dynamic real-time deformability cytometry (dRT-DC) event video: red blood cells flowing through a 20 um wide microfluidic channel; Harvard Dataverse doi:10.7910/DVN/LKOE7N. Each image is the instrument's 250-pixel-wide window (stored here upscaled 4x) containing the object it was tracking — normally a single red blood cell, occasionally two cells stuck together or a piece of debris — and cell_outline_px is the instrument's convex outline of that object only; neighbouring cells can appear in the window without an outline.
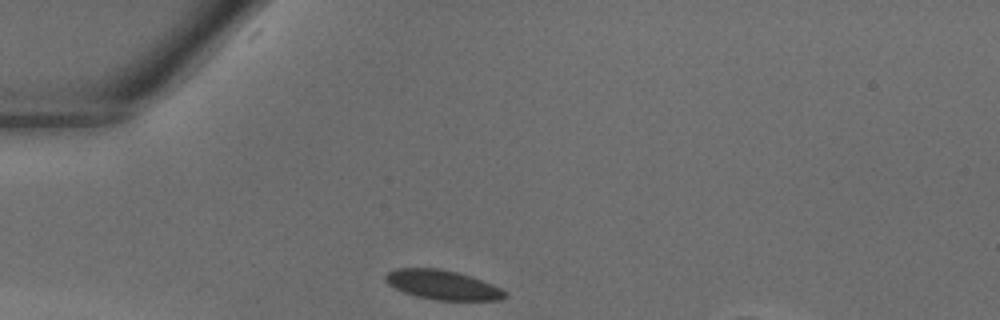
{"species": "common noctule bat (a hibernating species)", "species_latin": "Nyctalus noctula", "temperature_condition": "warm", "stored_images_in_passage": 25, "camera_frame_rate_fps": 3000, "um_per_image_px": 0.085, "animal": {"sex": "male", "body_mass_g": 18.8}, "frame": {"image": 1, "passage_image": 1, "time_ms": 0.0, "image_size_px": [1000, 320], "cell_outline_px": [[508, 296], [500, 300], [436, 300], [416, 296], [404, 292], [388, 284], [384, 280], [384, 276], [388, 272], [396, 268], [436, 268], [456, 272], [472, 276], [492, 284], [508, 292]], "centroid_in_image_um": [37.63, 24.21], "position_along_channel_um": 47.4, "area_um2": 20.52}}
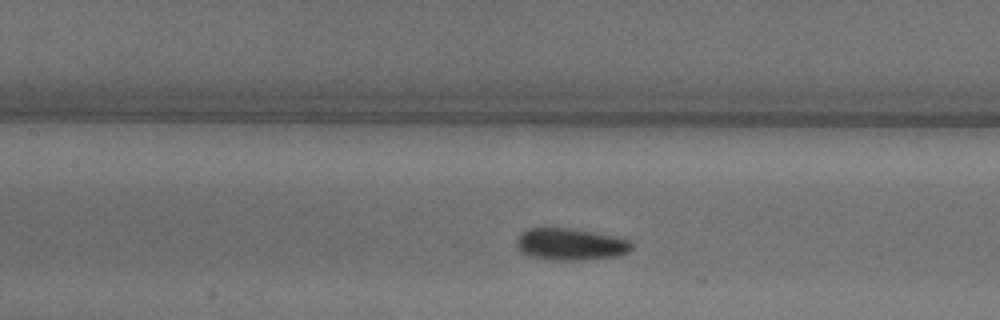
{"frame": {"image": 2, "passage_image": 9, "time_ms": 2.667, "image_size_px": [1000, 320], "cell_outline_px": [[632, 248], [628, 252], [616, 256], [580, 260], [552, 260], [532, 256], [520, 252], [516, 244], [520, 232], [528, 228], [572, 228], [596, 232], [628, 240], [632, 244]], "centroid_in_image_um": [48.46, 20.75], "position_along_channel_um": 158.9, "area_um2": 21.33}}
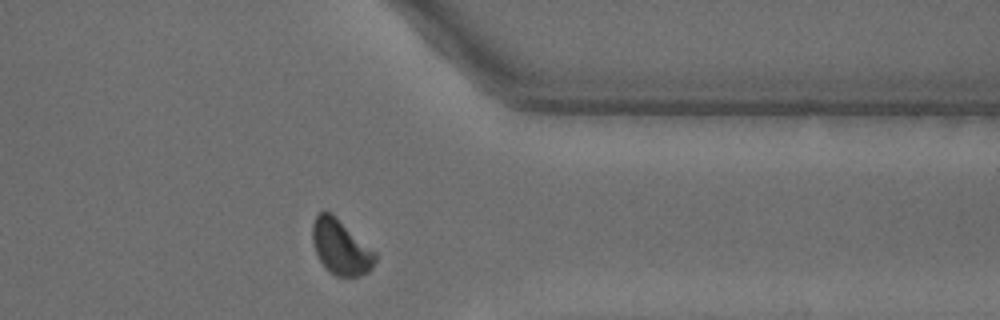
{"frame": {"image": 3, "passage_image": 23, "time_ms": 7.333, "image_size_px": [1000, 320], "cell_outline_px": [[376, 260], [372, 268], [368, 272], [360, 276], [336, 276], [328, 272], [324, 268], [316, 252], [312, 240], [312, 224], [316, 216], [324, 208], [336, 216], [376, 252]], "centroid_in_image_um": [28.95, 21.0], "position_along_channel_um": 382.4, "area_um2": 20.29}}